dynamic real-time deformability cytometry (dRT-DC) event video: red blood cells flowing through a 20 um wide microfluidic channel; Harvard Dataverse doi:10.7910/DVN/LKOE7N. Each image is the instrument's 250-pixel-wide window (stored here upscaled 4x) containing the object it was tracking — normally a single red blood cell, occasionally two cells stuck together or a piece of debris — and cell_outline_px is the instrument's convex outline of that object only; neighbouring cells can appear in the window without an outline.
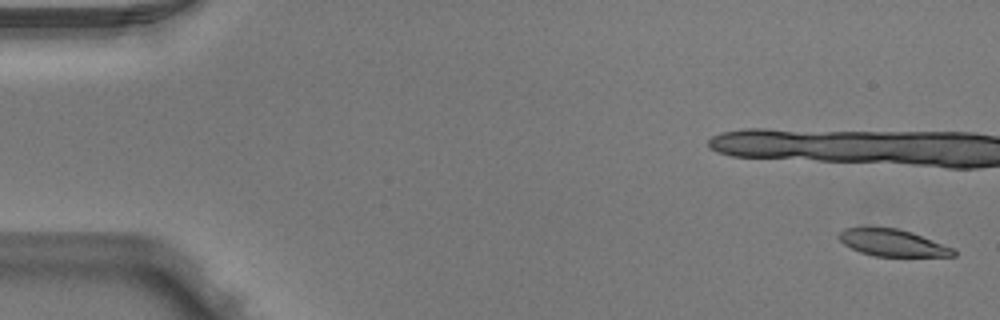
{"species": "Egyptian fruit bat (a non-hibernating species)", "species_latin": "Rousettus aegyptiacus", "temperature_condition": "warm", "stored_images_in_passage": 5, "camera_frame_rate_fps": 3000, "um_per_image_px": 0.085, "animal": {"sex": "male"}, "frame": {"image": 1, "passage_image": 1, "time_ms": 0.0, "image_size_px": [1000, 320], "cell_outline_px": [[956, 256], [872, 256], [860, 252], [844, 244], [836, 236], [844, 228], [896, 228], [912, 232], [956, 248]], "centroid_in_image_um": [75.91, 20.65], "position_along_channel_um": 9.1, "area_um2": 17.98}}